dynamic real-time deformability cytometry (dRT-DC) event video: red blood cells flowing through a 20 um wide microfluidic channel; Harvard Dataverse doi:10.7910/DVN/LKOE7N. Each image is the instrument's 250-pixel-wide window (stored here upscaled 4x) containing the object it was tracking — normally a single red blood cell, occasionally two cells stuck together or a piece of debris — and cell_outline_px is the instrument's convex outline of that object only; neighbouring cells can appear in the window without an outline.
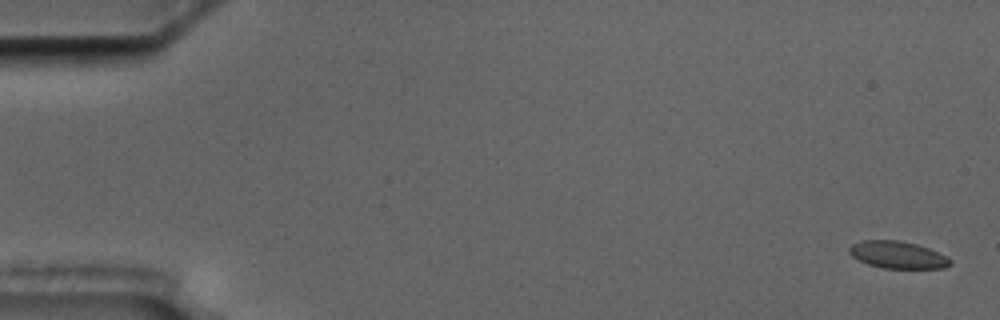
{"species": "common noctule bat (a hibernating species)", "species_latin": "Nyctalus noctula", "temperature_condition": "cold", "stored_images_in_passage": 9, "camera_frame_rate_fps": 3000, "um_per_image_px": 0.085, "animal": {"sex": "male", "body_mass_g": 17.5, "forearm_length_mm": 52.3}, "frame": {"image": 1, "passage_image": 1, "time_ms": 0.0, "image_size_px": [1000, 320], "cell_outline_px": [[952, 264], [944, 268], [880, 268], [868, 264], [852, 256], [848, 252], [848, 248], [852, 244], [860, 240], [900, 240], [916, 244], [928, 248], [952, 260]], "centroid_in_image_um": [76.27, 21.66], "position_along_channel_um": 8.7, "area_um2": 15.95}}
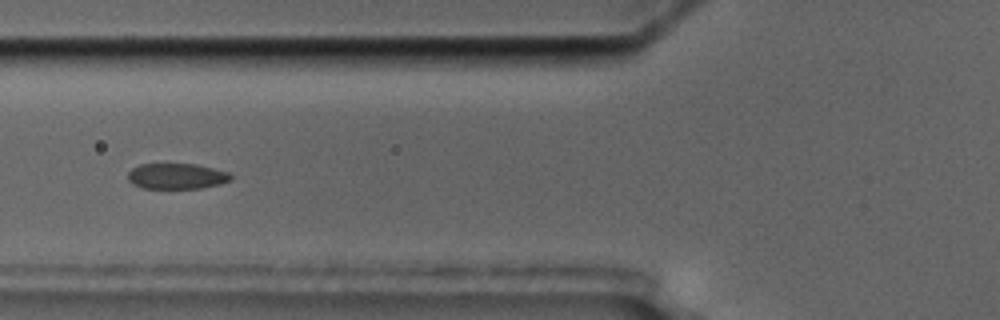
{"frame": {"image": 2, "passage_image": 7, "time_ms": 7.0, "image_size_px": [1000, 320], "cell_outline_px": [[232, 180], [220, 184], [200, 188], [144, 188], [132, 184], [128, 180], [128, 172], [132, 168], [140, 164], [196, 164], [228, 172], [232, 176]], "centroid_in_image_um": [15.01, 14.97], "position_along_channel_um": 110.8, "area_um2": 15.37}}
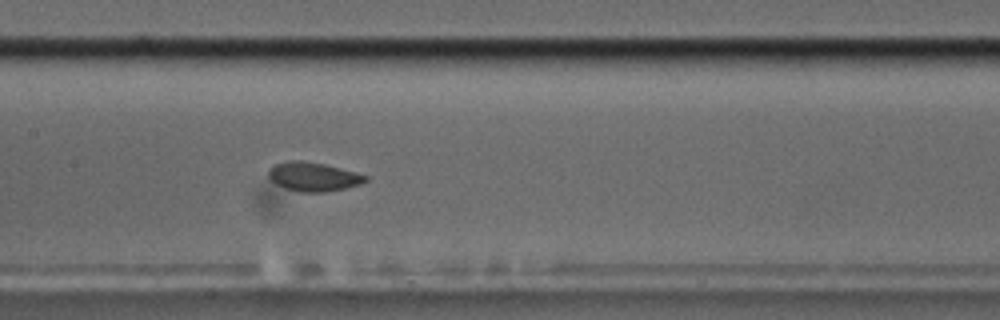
{"frame": {"image": 3, "passage_image": 9, "time_ms": 9.0, "image_size_px": [1000, 320], "cell_outline_px": [[368, 180], [360, 184], [344, 188], [324, 192], [300, 192], [284, 188], [276, 184], [268, 176], [268, 168], [284, 160], [300, 160], [324, 164], [340, 168], [368, 176]], "centroid_in_image_um": [26.59, 15.01], "position_along_channel_um": 180.8, "area_um2": 16.36}}